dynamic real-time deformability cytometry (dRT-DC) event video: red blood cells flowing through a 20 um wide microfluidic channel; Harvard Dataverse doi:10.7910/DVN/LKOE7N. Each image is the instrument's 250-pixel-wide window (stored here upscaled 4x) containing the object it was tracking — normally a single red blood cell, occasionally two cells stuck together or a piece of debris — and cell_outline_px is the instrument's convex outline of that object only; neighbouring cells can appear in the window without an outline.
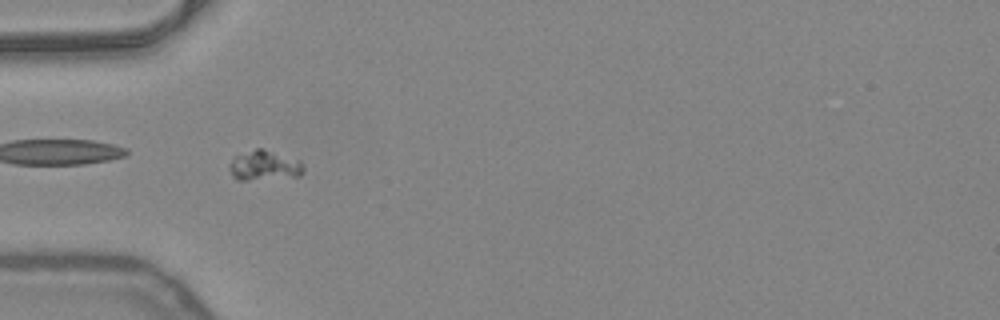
{"species": "common noctule bat (a hibernating species)", "species_latin": "Nyctalus noctula", "temperature_condition": "warm", "stored_images_in_passage": 51, "camera_frame_rate_fps": 3000, "um_per_image_px": 0.085, "animal": {"sex": "female", "body_mass_g": 24.6, "forearm_length_mm": 56.2}, "frame": {"image": 1, "passage_image": 16, "time_ms": 5.0, "image_size_px": [1000, 320], "cell_outline_px": [[304, 172], [300, 176], [248, 180], [236, 180], [232, 176], [228, 168], [228, 164], [236, 156], [256, 148], [264, 148], [300, 160], [304, 168]], "centroid_in_image_um": [22.47, 14.07], "position_along_channel_um": 62.5, "area_um2": 13.06}}
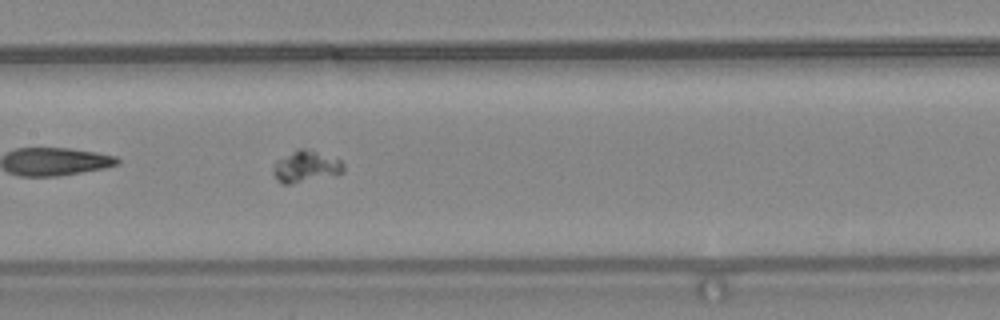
{"frame": {"image": 2, "passage_image": 25, "time_ms": 8.0, "image_size_px": [1000, 320], "cell_outline_px": [[344, 172], [336, 176], [288, 184], [280, 184], [276, 180], [272, 172], [272, 168], [280, 160], [300, 148], [340, 160], [344, 164]], "centroid_in_image_um": [26.02, 14.23], "position_along_channel_um": 181.4, "area_um2": 12.54}}
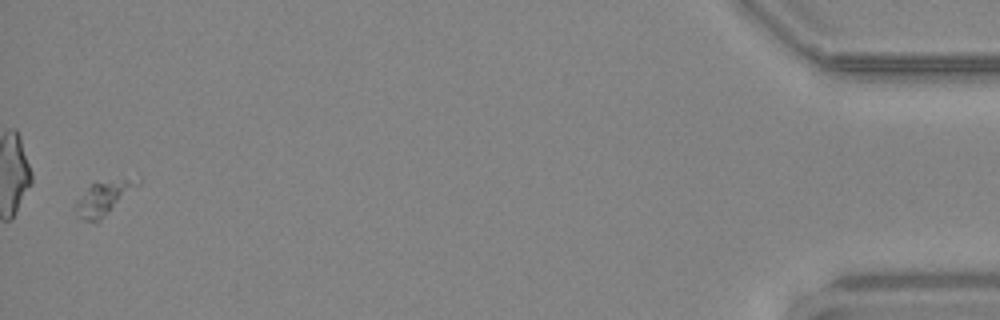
{"frame": {"image": 3, "passage_image": 50, "time_ms": 16.333, "image_size_px": [1000, 320], "cell_outline_px": [[140, 184], [100, 220], [84, 220], [76, 216], [76, 204], [88, 188], [92, 184], [140, 176]], "centroid_in_image_um": [8.87, 16.81], "position_along_channel_um": 426.3, "area_um2": 11.62}}